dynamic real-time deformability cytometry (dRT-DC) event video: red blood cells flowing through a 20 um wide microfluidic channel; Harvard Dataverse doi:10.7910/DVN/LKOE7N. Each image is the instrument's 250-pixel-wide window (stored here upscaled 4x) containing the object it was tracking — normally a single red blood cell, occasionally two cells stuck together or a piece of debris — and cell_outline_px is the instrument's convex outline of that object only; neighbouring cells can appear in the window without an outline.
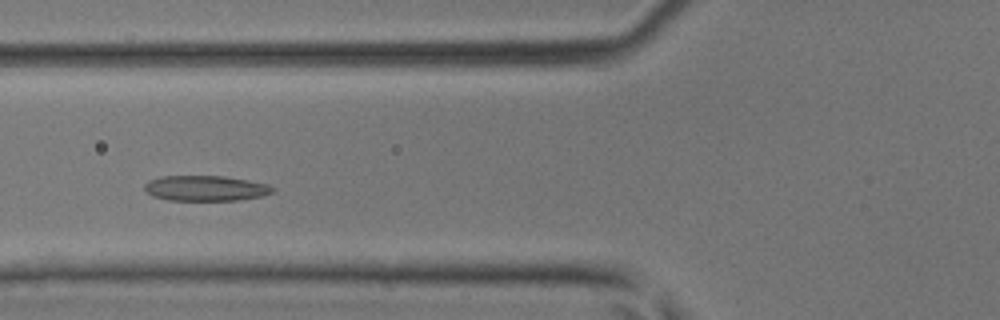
{"species": "common noctule bat (a hibernating species)", "species_latin": "Nyctalus noctula", "temperature_condition": "room temperature", "stored_images_in_passage": 33, "camera_frame_rate_fps": 3000, "um_per_image_px": 0.085, "animal": {"sex": "male", "body_mass_g": 17.9, "forearm_length_mm": 54.2}, "frame": {"image": 1, "passage_image": 6, "time_ms": 1.667, "image_size_px": [1000, 320], "cell_outline_px": [[276, 188], [272, 192], [260, 196], [240, 200], [168, 200], [152, 196], [144, 188], [144, 184], [148, 180], [160, 176], [224, 176], [248, 180], [268, 184]], "centroid_in_image_um": [17.46, 15.99], "position_along_channel_um": 108.3, "area_um2": 18.96}}
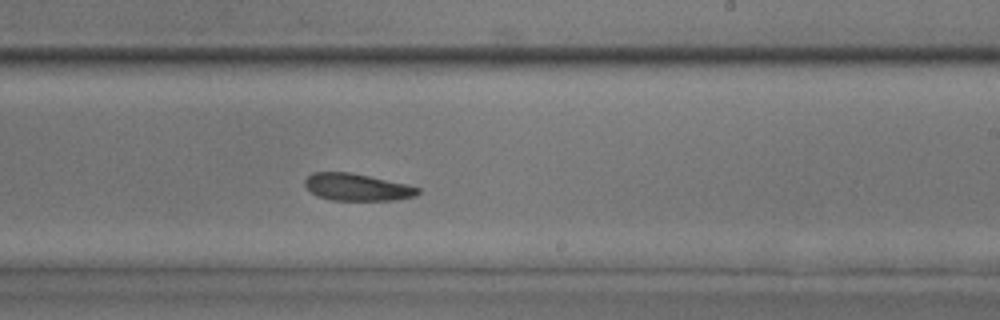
{"frame": {"image": 2, "passage_image": 16, "time_ms": 5.0, "image_size_px": [1000, 320], "cell_outline_px": [[420, 192], [416, 196], [396, 200], [332, 200], [320, 196], [312, 192], [304, 184], [304, 180], [312, 172], [352, 172], [404, 184], [420, 188]], "centroid_in_image_um": [30.35, 15.9], "position_along_channel_um": 258.6, "area_um2": 17.69}}
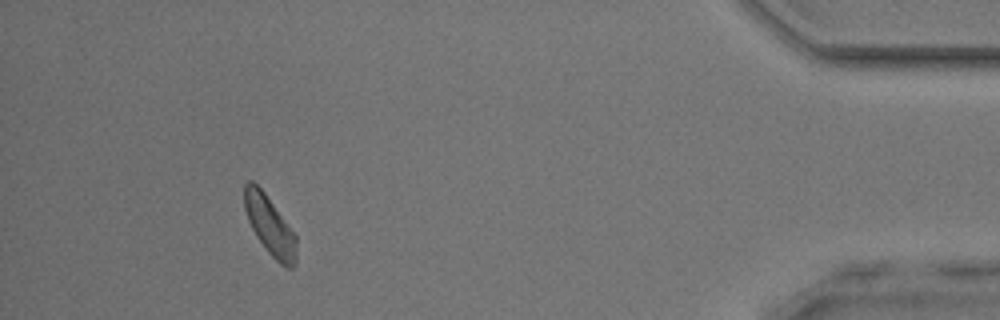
{"frame": {"image": 3, "passage_image": 30, "time_ms": 9.667, "image_size_px": [1000, 320], "cell_outline_px": [[296, 264], [292, 268], [288, 268], [280, 264], [268, 252], [256, 236], [248, 220], [244, 208], [244, 184], [248, 180], [252, 180], [264, 192], [296, 236]], "centroid_in_image_um": [22.92, 19.18], "position_along_channel_um": 412.3, "area_um2": 17.63}}